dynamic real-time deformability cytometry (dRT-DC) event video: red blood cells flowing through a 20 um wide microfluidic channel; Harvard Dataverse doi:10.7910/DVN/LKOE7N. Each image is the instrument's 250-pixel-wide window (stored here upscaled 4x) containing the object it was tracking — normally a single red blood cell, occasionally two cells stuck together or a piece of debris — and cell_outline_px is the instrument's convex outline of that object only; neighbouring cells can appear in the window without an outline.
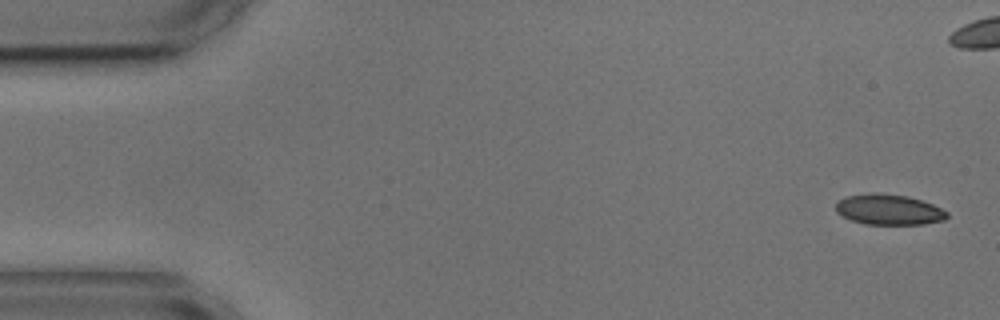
{"species": "common noctule bat (a hibernating species)", "species_latin": "Nyctalus noctula", "temperature_condition": "cold", "stored_images_in_passage": 7, "camera_frame_rate_fps": 3000, "um_per_image_px": 0.085, "animal": {"sex": "male", "body_mass_g": 17.9, "forearm_length_mm": 54.2}, "frame": {"image": 1, "passage_image": 1, "time_ms": 0.0, "image_size_px": [1000, 320], "cell_outline_px": [[948, 216], [944, 220], [924, 224], [864, 224], [852, 220], [836, 212], [836, 200], [844, 196], [876, 192], [908, 196], [932, 204], [948, 212]], "centroid_in_image_um": [75.52, 17.8], "position_along_channel_um": 9.5, "area_um2": 19.83}}